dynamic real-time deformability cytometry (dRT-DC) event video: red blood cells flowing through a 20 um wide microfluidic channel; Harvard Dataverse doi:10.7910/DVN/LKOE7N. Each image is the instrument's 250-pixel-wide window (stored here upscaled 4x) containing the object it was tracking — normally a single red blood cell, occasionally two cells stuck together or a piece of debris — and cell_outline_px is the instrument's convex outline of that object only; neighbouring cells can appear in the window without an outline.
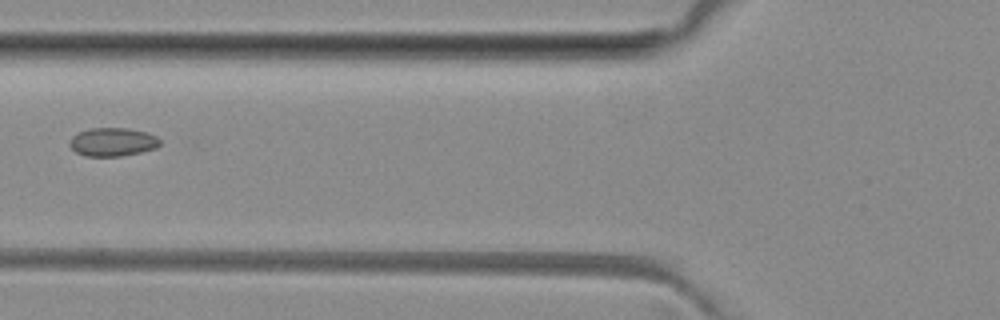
{"species": "common noctule bat (a hibernating species)", "species_latin": "Nyctalus noctula", "temperature_condition": "room temperature", "stored_images_in_passage": 4, "camera_frame_rate_fps": 3000, "um_per_image_px": 0.085, "animal": {"sex": "female", "body_mass_g": 29.2, "forearm_length_mm": 56.3}, "frame": {"image": 1, "passage_image": 3, "time_ms": 2.333, "image_size_px": [1000, 320], "cell_outline_px": [[160, 144], [156, 148], [140, 152], [120, 156], [84, 156], [76, 152], [68, 144], [72, 136], [80, 132], [92, 128], [128, 128], [148, 132], [156, 136], [160, 140]], "centroid_in_image_um": [9.58, 12.06], "position_along_channel_um": 116.2, "area_um2": 14.97}}
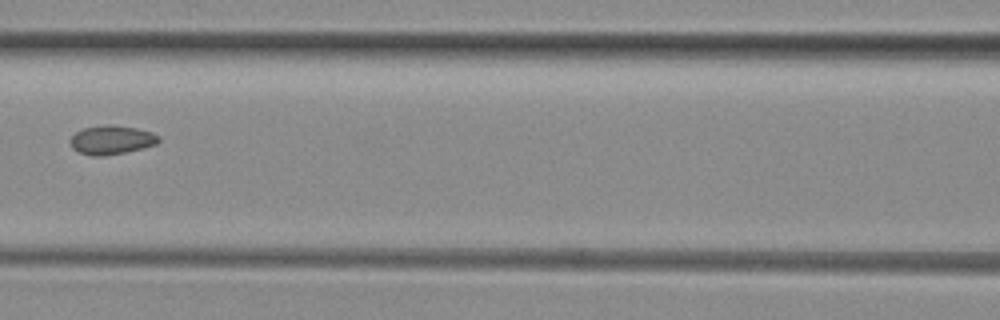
{"frame": {"image": 2, "passage_image": 4, "time_ms": 3.333, "image_size_px": [1000, 320], "cell_outline_px": [[160, 140], [156, 144], [144, 148], [104, 156], [92, 156], [80, 152], [72, 148], [68, 140], [76, 132], [84, 128], [108, 124], [112, 124], [136, 128], [152, 132], [160, 136]], "centroid_in_image_um": [9.48, 11.89], "position_along_channel_um": 157.1, "area_um2": 14.97}}